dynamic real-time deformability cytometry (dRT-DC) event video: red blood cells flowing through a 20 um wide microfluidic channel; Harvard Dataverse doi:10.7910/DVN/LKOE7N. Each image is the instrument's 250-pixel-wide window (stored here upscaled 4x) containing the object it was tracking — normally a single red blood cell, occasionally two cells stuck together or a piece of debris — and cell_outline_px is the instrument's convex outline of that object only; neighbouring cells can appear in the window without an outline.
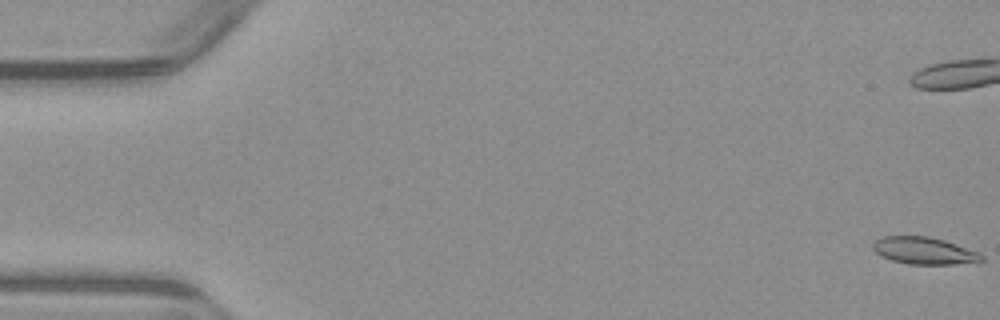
{"species": "common noctule bat (a hibernating species)", "species_latin": "Nyctalus noctula", "temperature_condition": "warm", "stored_images_in_passage": 10, "segment_of_instrument_passage": [1, 2], "camera_frame_rate_fps": 3000, "um_per_image_px": 0.085, "animal": {"sex": "male", "body_mass_g": 23.1, "forearm_length_mm": 52.7}, "frame": {"image": 1, "passage_image": 1, "time_ms": 0.0, "image_size_px": [1000, 320], "cell_outline_px": [[984, 260], [952, 264], [908, 264], [892, 260], [880, 256], [872, 248], [872, 244], [876, 240], [884, 236], [928, 236], [944, 240], [980, 252], [984, 256]], "centroid_in_image_um": [78.54, 21.3], "position_along_channel_um": 6.5, "area_um2": 17.11}}
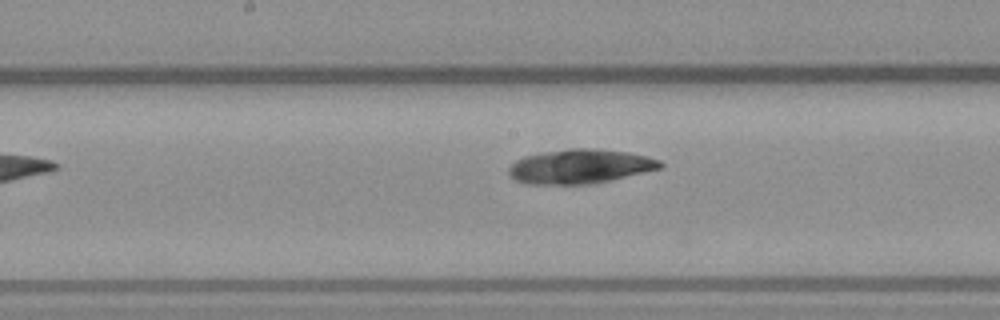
{"frame": {"image": 2, "passage_image": 9, "time_ms": 10.667, "image_size_px": [1000, 320], "cell_outline_px": [[664, 164], [660, 168], [596, 184], [528, 184], [516, 180], [508, 176], [508, 168], [516, 160], [524, 156], [544, 152], [572, 148], [596, 148], [628, 152], [648, 156], [660, 160]], "centroid_in_image_um": [49.3, 14.15], "position_along_channel_um": 198.9, "area_um2": 30.46}}